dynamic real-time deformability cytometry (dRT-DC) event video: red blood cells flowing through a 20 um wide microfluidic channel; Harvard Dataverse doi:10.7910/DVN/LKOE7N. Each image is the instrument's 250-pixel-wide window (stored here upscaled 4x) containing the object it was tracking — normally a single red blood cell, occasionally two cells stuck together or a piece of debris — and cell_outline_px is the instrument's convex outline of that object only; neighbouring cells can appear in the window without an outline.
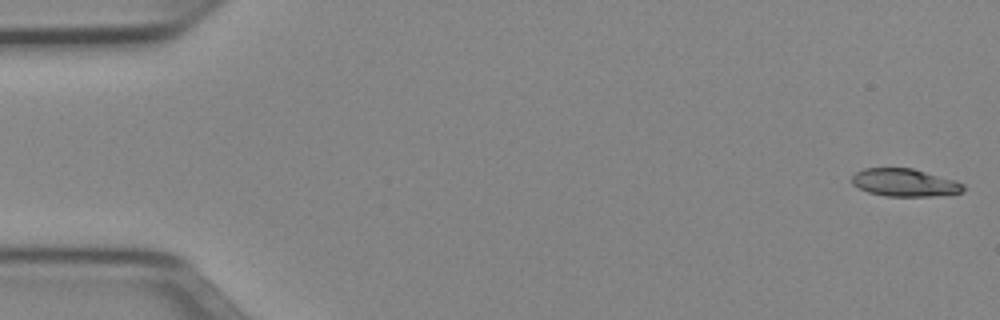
{"species": "Egyptian fruit bat (a non-hibernating species)", "species_latin": "Rousettus aegyptiacus", "temperature_condition": "cold", "stored_images_in_passage": 51, "camera_frame_rate_fps": 3000, "um_per_image_px": 0.085, "animal": {"sex": "female"}, "frame": {"image": 1, "passage_image": 1, "time_ms": 0.0, "image_size_px": [1000, 320], "cell_outline_px": [[964, 192], [932, 196], [884, 196], [868, 192], [852, 184], [852, 176], [856, 172], [864, 168], [912, 168], [956, 180], [964, 184]], "centroid_in_image_um": [76.91, 15.52], "position_along_channel_um": 8.1, "area_um2": 18.03}}
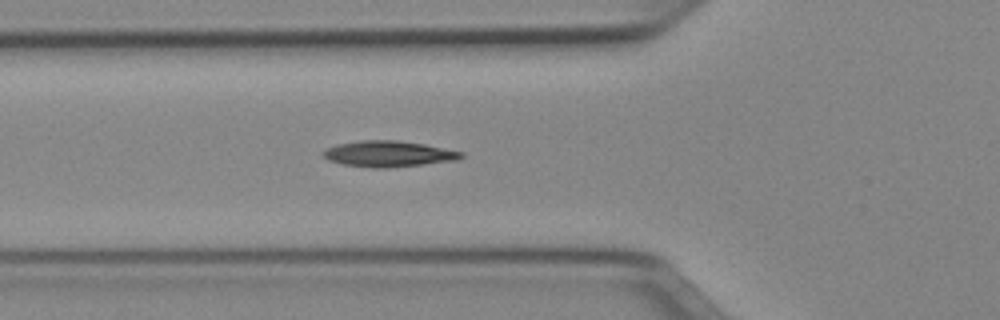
{"frame": {"image": 2, "passage_image": 18, "time_ms": 5.667, "image_size_px": [1000, 320], "cell_outline_px": [[464, 156], [456, 160], [384, 168], [372, 168], [344, 164], [328, 160], [320, 152], [324, 148], [336, 144], [360, 140], [396, 140], [424, 144], [464, 152]], "centroid_in_image_um": [32.96, 13.06], "position_along_channel_um": 92.8, "area_um2": 20.81}}
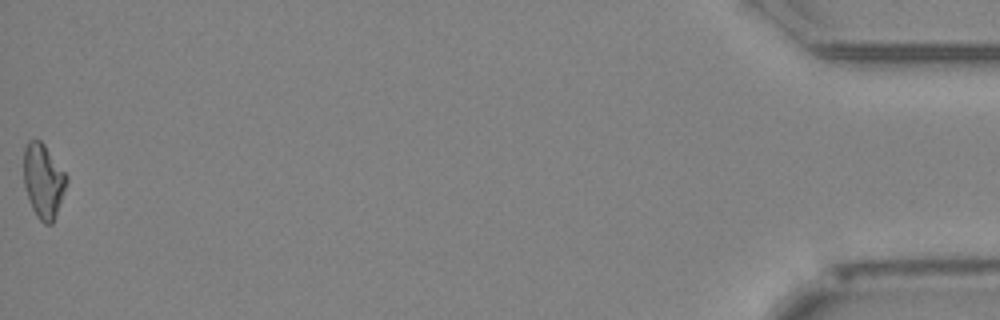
{"frame": {"image": 3, "passage_image": 51, "time_ms": 16.667, "image_size_px": [1000, 320], "cell_outline_px": [[68, 180], [52, 224], [44, 224], [36, 216], [32, 208], [24, 184], [24, 148], [28, 140], [40, 140], [44, 144], [68, 176]], "centroid_in_image_um": [3.68, 15.36], "position_along_channel_um": 431.5, "area_um2": 18.32}, "authors_computed_cell_mechanics": {"area_um2": 18.9006, "velocity_mm_per_s": 3.9731, "shape_relaxation_time_tau1_ms": null, "shape_relaxation_time_tau2_ms": 6.9936, "deformation_change_tau1": null, "deformation_change_tau2": 0.1582}}